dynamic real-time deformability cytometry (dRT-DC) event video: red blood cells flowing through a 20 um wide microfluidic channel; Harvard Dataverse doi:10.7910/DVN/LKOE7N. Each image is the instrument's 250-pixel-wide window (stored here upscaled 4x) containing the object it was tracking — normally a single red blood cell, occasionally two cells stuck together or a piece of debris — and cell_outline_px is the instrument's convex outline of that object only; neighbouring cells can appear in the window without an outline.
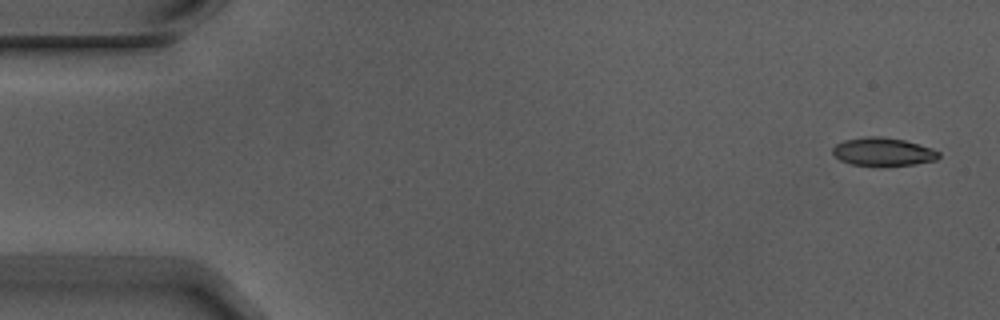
{"species": "Egyptian fruit bat (a non-hibernating species)", "species_latin": "Rousettus aegyptiacus", "temperature_condition": "warm", "stored_images_in_passage": 7, "camera_frame_rate_fps": 3000, "um_per_image_px": 0.085, "animal": {"sex": "male"}, "frame": {"image": 1, "passage_image": 1, "time_ms": 0.0, "image_size_px": [1000, 320], "cell_outline_px": [[940, 156], [936, 160], [916, 164], [880, 168], [852, 164], [840, 160], [832, 152], [832, 148], [836, 144], [844, 140], [864, 136], [880, 136], [904, 140], [932, 148], [940, 152]], "centroid_in_image_um": [75.06, 12.93], "position_along_channel_um": 9.9, "area_um2": 17.98}}
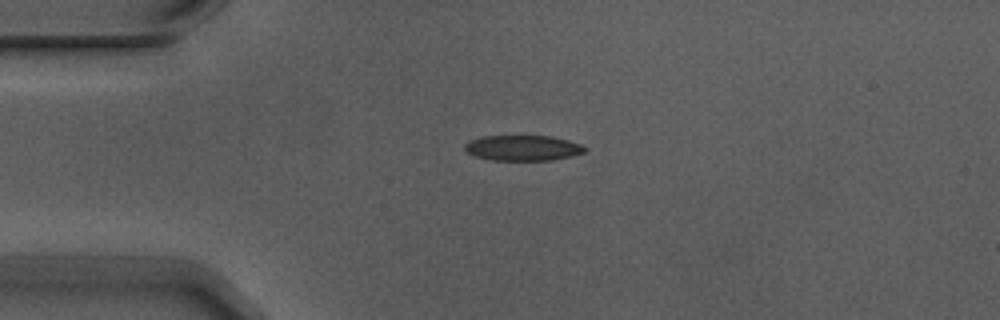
{"frame": {"image": 2, "passage_image": 4, "time_ms": 1.0, "image_size_px": [1000, 320], "cell_outline_px": [[588, 148], [584, 152], [572, 156], [552, 160], [492, 160], [476, 156], [468, 152], [464, 148], [464, 144], [468, 140], [484, 136], [552, 136], [568, 140], [580, 144]], "centroid_in_image_um": [44.45, 12.57], "position_along_channel_um": 40.5, "area_um2": 17.8}}
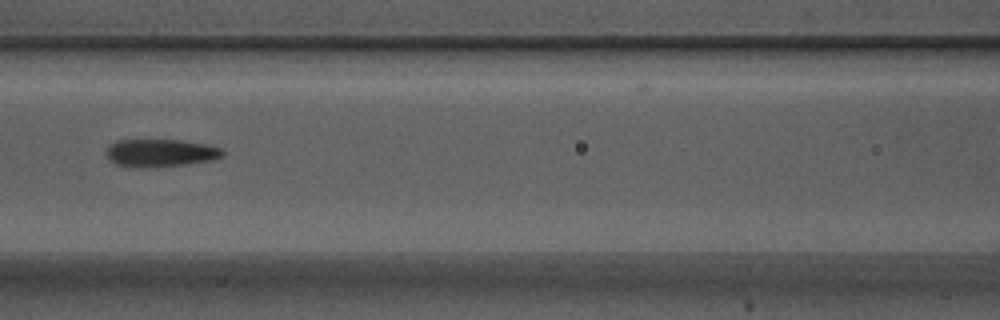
{"frame": {"image": 3, "passage_image": 7, "time_ms": 2.0, "image_size_px": [1000, 320], "cell_outline_px": [[224, 156], [212, 160], [188, 164], [144, 168], [132, 168], [116, 164], [108, 160], [108, 148], [116, 140], [180, 140], [204, 144], [220, 148], [224, 152]], "centroid_in_image_um": [13.64, 13.01], "position_along_channel_um": 153.0, "area_um2": 18.79}}